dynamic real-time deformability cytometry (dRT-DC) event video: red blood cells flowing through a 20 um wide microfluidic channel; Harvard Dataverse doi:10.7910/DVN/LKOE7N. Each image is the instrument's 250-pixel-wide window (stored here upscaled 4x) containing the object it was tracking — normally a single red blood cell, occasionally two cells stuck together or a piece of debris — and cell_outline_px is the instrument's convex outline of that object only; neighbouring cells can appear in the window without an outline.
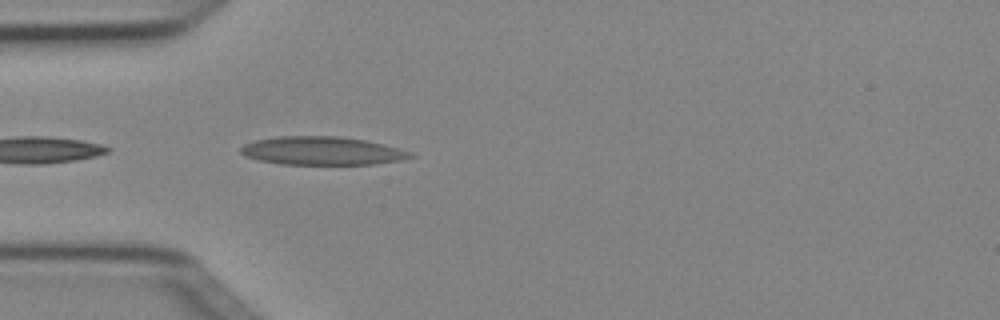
{"species": "Egyptian fruit bat (a non-hibernating species)", "species_latin": "Rousettus aegyptiacus", "temperature_condition": "cold", "stored_images_in_passage": 3, "camera_frame_rate_fps": 3000, "um_per_image_px": 0.085, "animal": {"sex": "female"}, "frame": {"image": 1, "passage_image": 3, "time_ms": 0.667, "image_size_px": [1000, 320], "cell_outline_px": [[416, 156], [400, 160], [376, 164], [280, 164], [260, 160], [244, 156], [240, 152], [240, 148], [244, 144], [256, 140], [276, 136], [340, 136], [364, 140], [384, 144], [412, 152]], "centroid_in_image_um": [27.37, 12.82], "position_along_channel_um": 57.6, "area_um2": 28.03}}